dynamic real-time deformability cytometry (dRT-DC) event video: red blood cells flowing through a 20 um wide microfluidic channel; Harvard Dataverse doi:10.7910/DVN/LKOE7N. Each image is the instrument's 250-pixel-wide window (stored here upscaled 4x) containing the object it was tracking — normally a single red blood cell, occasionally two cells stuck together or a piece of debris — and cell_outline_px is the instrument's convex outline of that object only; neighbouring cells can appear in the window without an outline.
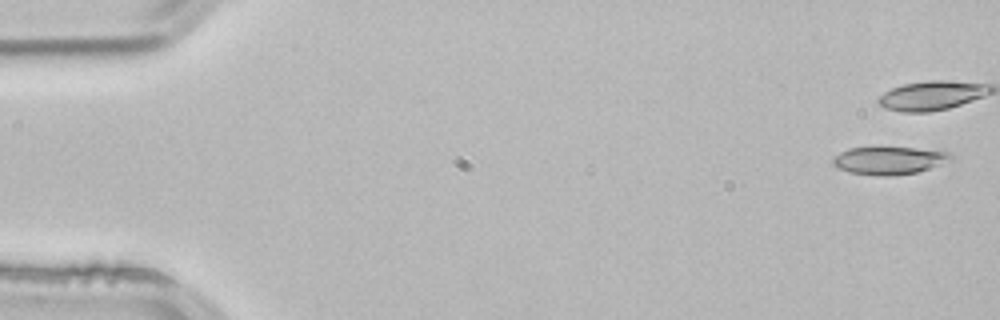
{"species": "common noctule bat (a hibernating species)", "species_latin": "Nyctalus noctula", "temperature_condition": "room temperature", "stored_images_in_passage": 5, "camera_frame_rate_fps": 3000, "um_per_image_px": 0.085, "animal": {"sex": "male", "body_mass_g": 21.5, "forearm_length_mm": 52.0}, "frame": {"image": 1, "passage_image": 1, "time_ms": 0.0, "image_size_px": [1000, 320], "cell_outline_px": [[952, 160], [916, 172], [888, 176], [876, 176], [848, 172], [832, 164], [832, 160], [840, 152], [848, 148], [876, 144], [880, 144], [916, 148], [948, 152], [952, 156]], "centroid_in_image_um": [75.51, 13.58], "position_along_channel_um": 9.5, "area_um2": 19.77}}